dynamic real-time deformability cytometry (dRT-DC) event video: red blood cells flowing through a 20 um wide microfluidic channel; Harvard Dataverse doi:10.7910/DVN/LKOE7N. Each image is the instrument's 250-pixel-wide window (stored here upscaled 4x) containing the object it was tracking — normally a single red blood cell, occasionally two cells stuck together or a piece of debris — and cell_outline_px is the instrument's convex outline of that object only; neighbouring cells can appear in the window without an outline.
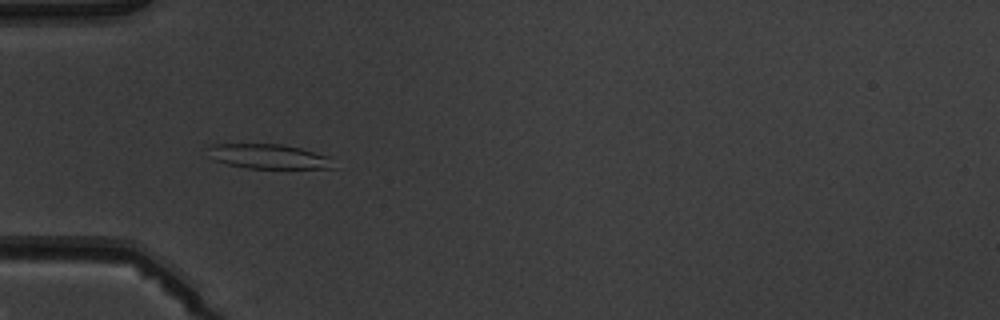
{"species": "common noctule bat (a hibernating species)", "species_latin": "Nyctalus noctula", "temperature_condition": "warm", "stored_images_in_passage": 7, "camera_frame_rate_fps": 3000, "um_per_image_px": 0.085, "animal": {"sex": "male", "body_mass_g": 19.5, "forearm_length_mm": 54.6}, "frame": {"image": 1, "passage_image": 4, "time_ms": 3.667, "image_size_px": [1000, 320], "cell_outline_px": [[336, 168], [248, 168], [228, 164], [216, 160], [208, 156], [208, 148], [216, 144], [280, 144], [300, 148], [328, 156]], "centroid_in_image_um": [22.82, 13.3], "position_along_channel_um": 62.2, "area_um2": 17.74}}
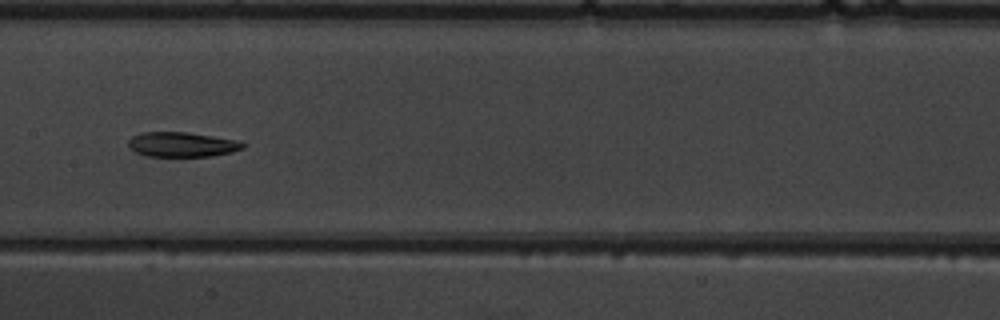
{"frame": {"image": 2, "passage_image": 7, "time_ms": 7.0, "image_size_px": [1000, 320], "cell_outline_px": [[244, 148], [232, 152], [212, 156], [144, 156], [136, 152], [128, 144], [128, 140], [132, 136], [144, 132], [188, 132], [240, 140], [244, 144]], "centroid_in_image_um": [15.5, 12.28], "position_along_channel_um": 191.9, "area_um2": 16.59}}